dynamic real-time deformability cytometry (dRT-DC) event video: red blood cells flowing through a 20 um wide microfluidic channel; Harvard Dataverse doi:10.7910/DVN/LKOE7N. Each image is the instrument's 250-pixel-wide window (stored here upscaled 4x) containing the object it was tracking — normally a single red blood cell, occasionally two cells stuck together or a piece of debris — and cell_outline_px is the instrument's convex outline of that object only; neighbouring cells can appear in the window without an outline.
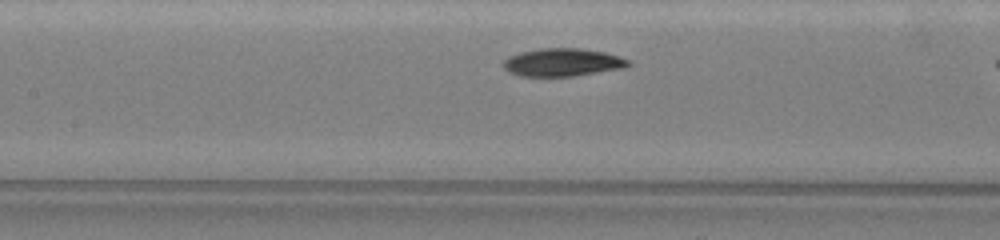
{"species": "common noctule bat (a hibernating species)", "species_latin": "Nyctalus noctula", "temperature_condition": "warm", "stored_images_in_passage": 18, "camera_frame_rate_fps": 3000, "um_per_image_px": 0.085, "animal": {"sex": "female", "body_mass_g": 19.5, "forearm_length_mm": 54.1}, "frame": {"image": 1, "passage_image": 11, "time_ms": 1.333, "image_size_px": [1000, 240], "cell_outline_px": [[632, 64], [624, 68], [572, 76], [520, 76], [508, 72], [504, 68], [504, 60], [508, 56], [520, 52], [540, 48], [580, 48], [604, 52], [620, 56], [628, 60]], "centroid_in_image_um": [47.81, 5.29], "position_along_channel_um": 159.6, "area_um2": 20.35}}